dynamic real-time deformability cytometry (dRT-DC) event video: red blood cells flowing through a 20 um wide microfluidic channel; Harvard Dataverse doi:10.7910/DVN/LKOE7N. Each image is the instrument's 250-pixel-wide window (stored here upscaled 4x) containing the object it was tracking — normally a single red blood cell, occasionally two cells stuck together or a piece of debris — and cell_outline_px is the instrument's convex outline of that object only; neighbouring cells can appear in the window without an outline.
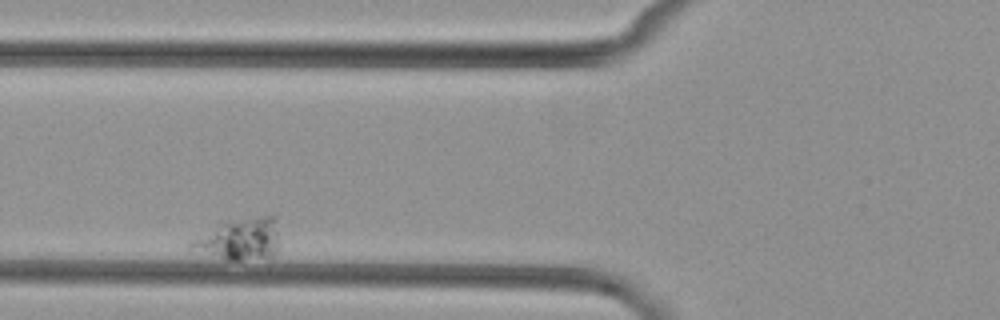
{"species": "common noctule bat (a hibernating species)", "species_latin": "Nyctalus noctula", "temperature_condition": "cold", "stored_images_in_passage": 3, "camera_frame_rate_fps": 3000, "um_per_image_px": 0.085, "animal": {"sex": "female", "body_mass_g": 29.2, "forearm_length_mm": 56.3}, "frame": {"image": 1, "passage_image": 2, "time_ms": 1.333, "image_size_px": [1000, 320], "cell_outline_px": [[280, 244], [276, 252], [272, 256], [240, 260], [224, 260], [188, 248], [188, 240], [220, 224], [236, 220], [260, 216], [276, 216]], "centroid_in_image_um": [20.37, 20.34], "position_along_channel_um": 105.4, "area_um2": 21.56}}
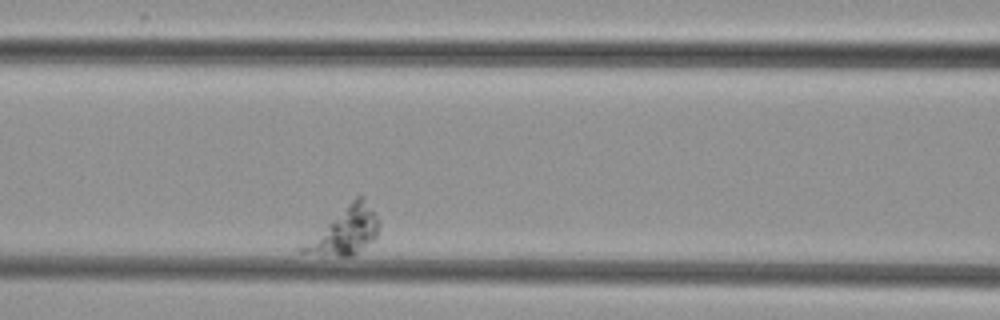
{"frame": {"image": 2, "passage_image": 3, "time_ms": 2.667, "image_size_px": [1000, 320], "cell_outline_px": [[380, 224], [376, 240], [352, 256], [336, 256], [296, 252], [296, 248], [356, 196], [364, 196], [380, 220]], "centroid_in_image_um": [29.31, 19.65], "position_along_channel_um": 137.3, "area_um2": 21.1}}